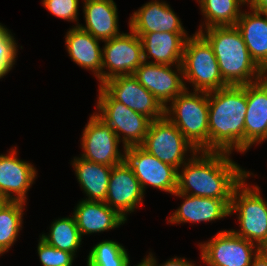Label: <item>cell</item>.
I'll return each mask as SVG.
<instances>
[{
    "label": "cell",
    "mask_w": 267,
    "mask_h": 266,
    "mask_svg": "<svg viewBox=\"0 0 267 266\" xmlns=\"http://www.w3.org/2000/svg\"><path fill=\"white\" fill-rule=\"evenodd\" d=\"M231 153L197 151L178 170L177 189L182 194L231 200L235 187L250 171L233 161Z\"/></svg>",
    "instance_id": "cell-1"
},
{
    "label": "cell",
    "mask_w": 267,
    "mask_h": 266,
    "mask_svg": "<svg viewBox=\"0 0 267 266\" xmlns=\"http://www.w3.org/2000/svg\"><path fill=\"white\" fill-rule=\"evenodd\" d=\"M209 151L245 152L246 84L208 93Z\"/></svg>",
    "instance_id": "cell-2"
},
{
    "label": "cell",
    "mask_w": 267,
    "mask_h": 266,
    "mask_svg": "<svg viewBox=\"0 0 267 266\" xmlns=\"http://www.w3.org/2000/svg\"><path fill=\"white\" fill-rule=\"evenodd\" d=\"M199 33L212 46L221 76L229 86L254 83L266 75L251 59L236 26L211 27Z\"/></svg>",
    "instance_id": "cell-3"
},
{
    "label": "cell",
    "mask_w": 267,
    "mask_h": 266,
    "mask_svg": "<svg viewBox=\"0 0 267 266\" xmlns=\"http://www.w3.org/2000/svg\"><path fill=\"white\" fill-rule=\"evenodd\" d=\"M165 107L167 117L198 151H209L208 93L185 89Z\"/></svg>",
    "instance_id": "cell-4"
},
{
    "label": "cell",
    "mask_w": 267,
    "mask_h": 266,
    "mask_svg": "<svg viewBox=\"0 0 267 266\" xmlns=\"http://www.w3.org/2000/svg\"><path fill=\"white\" fill-rule=\"evenodd\" d=\"M181 65L187 90L186 82L192 84L193 91L207 93L229 86L221 76L212 46L198 32L187 38Z\"/></svg>",
    "instance_id": "cell-5"
},
{
    "label": "cell",
    "mask_w": 267,
    "mask_h": 266,
    "mask_svg": "<svg viewBox=\"0 0 267 266\" xmlns=\"http://www.w3.org/2000/svg\"><path fill=\"white\" fill-rule=\"evenodd\" d=\"M252 174L250 172L245 176L233 190L230 215L238 214L240 229L231 230L258 246L267 234V200L262 198L258 185L252 187L246 183Z\"/></svg>",
    "instance_id": "cell-6"
},
{
    "label": "cell",
    "mask_w": 267,
    "mask_h": 266,
    "mask_svg": "<svg viewBox=\"0 0 267 266\" xmlns=\"http://www.w3.org/2000/svg\"><path fill=\"white\" fill-rule=\"evenodd\" d=\"M98 87L99 94L95 106L98 112L94 113L115 131L123 144L122 149L140 146L152 120L114 100L101 86Z\"/></svg>",
    "instance_id": "cell-7"
},
{
    "label": "cell",
    "mask_w": 267,
    "mask_h": 266,
    "mask_svg": "<svg viewBox=\"0 0 267 266\" xmlns=\"http://www.w3.org/2000/svg\"><path fill=\"white\" fill-rule=\"evenodd\" d=\"M140 146L177 170H180V167L198 151L165 116L151 122L148 133ZM189 151L191 156L188 158Z\"/></svg>",
    "instance_id": "cell-8"
},
{
    "label": "cell",
    "mask_w": 267,
    "mask_h": 266,
    "mask_svg": "<svg viewBox=\"0 0 267 266\" xmlns=\"http://www.w3.org/2000/svg\"><path fill=\"white\" fill-rule=\"evenodd\" d=\"M211 238L198 245L201 260L208 266H250L258 254L256 244L232 230H222Z\"/></svg>",
    "instance_id": "cell-9"
},
{
    "label": "cell",
    "mask_w": 267,
    "mask_h": 266,
    "mask_svg": "<svg viewBox=\"0 0 267 266\" xmlns=\"http://www.w3.org/2000/svg\"><path fill=\"white\" fill-rule=\"evenodd\" d=\"M82 133L81 158L111 167L124 162L125 151L122 153L119 149L118 136L95 113L91 114Z\"/></svg>",
    "instance_id": "cell-10"
},
{
    "label": "cell",
    "mask_w": 267,
    "mask_h": 266,
    "mask_svg": "<svg viewBox=\"0 0 267 266\" xmlns=\"http://www.w3.org/2000/svg\"><path fill=\"white\" fill-rule=\"evenodd\" d=\"M129 31L103 41L102 83L116 76L131 75L144 62L141 39Z\"/></svg>",
    "instance_id": "cell-11"
},
{
    "label": "cell",
    "mask_w": 267,
    "mask_h": 266,
    "mask_svg": "<svg viewBox=\"0 0 267 266\" xmlns=\"http://www.w3.org/2000/svg\"><path fill=\"white\" fill-rule=\"evenodd\" d=\"M124 151V161L134 172L144 193L148 185L170 194L176 192L178 170L175 167L160 161L141 146H130Z\"/></svg>",
    "instance_id": "cell-12"
},
{
    "label": "cell",
    "mask_w": 267,
    "mask_h": 266,
    "mask_svg": "<svg viewBox=\"0 0 267 266\" xmlns=\"http://www.w3.org/2000/svg\"><path fill=\"white\" fill-rule=\"evenodd\" d=\"M100 86L114 100L145 115L152 121L165 116V108L152 93L138 82L133 74L113 77Z\"/></svg>",
    "instance_id": "cell-13"
},
{
    "label": "cell",
    "mask_w": 267,
    "mask_h": 266,
    "mask_svg": "<svg viewBox=\"0 0 267 266\" xmlns=\"http://www.w3.org/2000/svg\"><path fill=\"white\" fill-rule=\"evenodd\" d=\"M171 66L143 62L133 73L164 108L186 89L182 65H175L176 70Z\"/></svg>",
    "instance_id": "cell-14"
},
{
    "label": "cell",
    "mask_w": 267,
    "mask_h": 266,
    "mask_svg": "<svg viewBox=\"0 0 267 266\" xmlns=\"http://www.w3.org/2000/svg\"><path fill=\"white\" fill-rule=\"evenodd\" d=\"M144 195L141 184L125 161L112 167L105 199L110 208L127 220L128 213H133L142 205Z\"/></svg>",
    "instance_id": "cell-15"
},
{
    "label": "cell",
    "mask_w": 267,
    "mask_h": 266,
    "mask_svg": "<svg viewBox=\"0 0 267 266\" xmlns=\"http://www.w3.org/2000/svg\"><path fill=\"white\" fill-rule=\"evenodd\" d=\"M12 148L8 154H0V194L7 201L26 203L27 192L37 178V170L32 163L18 158L16 146Z\"/></svg>",
    "instance_id": "cell-16"
},
{
    "label": "cell",
    "mask_w": 267,
    "mask_h": 266,
    "mask_svg": "<svg viewBox=\"0 0 267 266\" xmlns=\"http://www.w3.org/2000/svg\"><path fill=\"white\" fill-rule=\"evenodd\" d=\"M245 153L252 145L267 140V75L246 84Z\"/></svg>",
    "instance_id": "cell-17"
},
{
    "label": "cell",
    "mask_w": 267,
    "mask_h": 266,
    "mask_svg": "<svg viewBox=\"0 0 267 266\" xmlns=\"http://www.w3.org/2000/svg\"><path fill=\"white\" fill-rule=\"evenodd\" d=\"M129 28L135 33H187L180 18L165 1L151 0L132 13Z\"/></svg>",
    "instance_id": "cell-18"
},
{
    "label": "cell",
    "mask_w": 267,
    "mask_h": 266,
    "mask_svg": "<svg viewBox=\"0 0 267 266\" xmlns=\"http://www.w3.org/2000/svg\"><path fill=\"white\" fill-rule=\"evenodd\" d=\"M172 195L184 201L167 219L170 224L212 222L230 215L231 200L199 197L177 191Z\"/></svg>",
    "instance_id": "cell-19"
},
{
    "label": "cell",
    "mask_w": 267,
    "mask_h": 266,
    "mask_svg": "<svg viewBox=\"0 0 267 266\" xmlns=\"http://www.w3.org/2000/svg\"><path fill=\"white\" fill-rule=\"evenodd\" d=\"M142 42L143 61L162 65H181L187 33L152 32L136 33Z\"/></svg>",
    "instance_id": "cell-20"
},
{
    "label": "cell",
    "mask_w": 267,
    "mask_h": 266,
    "mask_svg": "<svg viewBox=\"0 0 267 266\" xmlns=\"http://www.w3.org/2000/svg\"><path fill=\"white\" fill-rule=\"evenodd\" d=\"M65 36L66 50L75 64L91 70L102 84L103 49L100 48L97 38L79 26L69 28Z\"/></svg>",
    "instance_id": "cell-21"
},
{
    "label": "cell",
    "mask_w": 267,
    "mask_h": 266,
    "mask_svg": "<svg viewBox=\"0 0 267 266\" xmlns=\"http://www.w3.org/2000/svg\"><path fill=\"white\" fill-rule=\"evenodd\" d=\"M85 26H78L100 41H107L121 34L118 9L114 0H83Z\"/></svg>",
    "instance_id": "cell-22"
},
{
    "label": "cell",
    "mask_w": 267,
    "mask_h": 266,
    "mask_svg": "<svg viewBox=\"0 0 267 266\" xmlns=\"http://www.w3.org/2000/svg\"><path fill=\"white\" fill-rule=\"evenodd\" d=\"M73 216L82 239L85 234L109 231L118 228L127 221L105 202L86 200L79 201L74 208Z\"/></svg>",
    "instance_id": "cell-23"
},
{
    "label": "cell",
    "mask_w": 267,
    "mask_h": 266,
    "mask_svg": "<svg viewBox=\"0 0 267 266\" xmlns=\"http://www.w3.org/2000/svg\"><path fill=\"white\" fill-rule=\"evenodd\" d=\"M249 10H243L235 26L243 37L251 59L267 74V13L250 7Z\"/></svg>",
    "instance_id": "cell-24"
},
{
    "label": "cell",
    "mask_w": 267,
    "mask_h": 266,
    "mask_svg": "<svg viewBox=\"0 0 267 266\" xmlns=\"http://www.w3.org/2000/svg\"><path fill=\"white\" fill-rule=\"evenodd\" d=\"M73 158L71 164L76 178L87 196L82 200L105 202L112 167L91 162L81 157Z\"/></svg>",
    "instance_id": "cell-25"
},
{
    "label": "cell",
    "mask_w": 267,
    "mask_h": 266,
    "mask_svg": "<svg viewBox=\"0 0 267 266\" xmlns=\"http://www.w3.org/2000/svg\"><path fill=\"white\" fill-rule=\"evenodd\" d=\"M199 2L204 22L199 29L211 27L235 26L242 14V6L248 5V0H196Z\"/></svg>",
    "instance_id": "cell-26"
},
{
    "label": "cell",
    "mask_w": 267,
    "mask_h": 266,
    "mask_svg": "<svg viewBox=\"0 0 267 266\" xmlns=\"http://www.w3.org/2000/svg\"><path fill=\"white\" fill-rule=\"evenodd\" d=\"M49 233L39 236L48 245L72 253L76 256L81 247L82 237L74 216L58 218L49 227Z\"/></svg>",
    "instance_id": "cell-27"
},
{
    "label": "cell",
    "mask_w": 267,
    "mask_h": 266,
    "mask_svg": "<svg viewBox=\"0 0 267 266\" xmlns=\"http://www.w3.org/2000/svg\"><path fill=\"white\" fill-rule=\"evenodd\" d=\"M25 202L6 201L0 208V253L3 255L16 243L22 230Z\"/></svg>",
    "instance_id": "cell-28"
},
{
    "label": "cell",
    "mask_w": 267,
    "mask_h": 266,
    "mask_svg": "<svg viewBox=\"0 0 267 266\" xmlns=\"http://www.w3.org/2000/svg\"><path fill=\"white\" fill-rule=\"evenodd\" d=\"M124 246L113 240H103L87 255V266H129L130 256Z\"/></svg>",
    "instance_id": "cell-29"
},
{
    "label": "cell",
    "mask_w": 267,
    "mask_h": 266,
    "mask_svg": "<svg viewBox=\"0 0 267 266\" xmlns=\"http://www.w3.org/2000/svg\"><path fill=\"white\" fill-rule=\"evenodd\" d=\"M17 44L12 32L0 23V79L14 67L18 55Z\"/></svg>",
    "instance_id": "cell-30"
},
{
    "label": "cell",
    "mask_w": 267,
    "mask_h": 266,
    "mask_svg": "<svg viewBox=\"0 0 267 266\" xmlns=\"http://www.w3.org/2000/svg\"><path fill=\"white\" fill-rule=\"evenodd\" d=\"M37 252L43 266H72L76 258L72 253L48 245L41 238L38 240Z\"/></svg>",
    "instance_id": "cell-31"
},
{
    "label": "cell",
    "mask_w": 267,
    "mask_h": 266,
    "mask_svg": "<svg viewBox=\"0 0 267 266\" xmlns=\"http://www.w3.org/2000/svg\"><path fill=\"white\" fill-rule=\"evenodd\" d=\"M42 4L54 16L79 25V0H42Z\"/></svg>",
    "instance_id": "cell-32"
},
{
    "label": "cell",
    "mask_w": 267,
    "mask_h": 266,
    "mask_svg": "<svg viewBox=\"0 0 267 266\" xmlns=\"http://www.w3.org/2000/svg\"><path fill=\"white\" fill-rule=\"evenodd\" d=\"M153 255L154 254H152L150 252L149 255H147L145 258H143L142 262H143L144 266H196V265H194V263L192 264L186 258H184V257L179 258L176 256L174 258L167 260L163 264L158 265V263H157L158 261L155 259L156 257Z\"/></svg>",
    "instance_id": "cell-33"
},
{
    "label": "cell",
    "mask_w": 267,
    "mask_h": 266,
    "mask_svg": "<svg viewBox=\"0 0 267 266\" xmlns=\"http://www.w3.org/2000/svg\"><path fill=\"white\" fill-rule=\"evenodd\" d=\"M247 7L258 12L267 13V0H248Z\"/></svg>",
    "instance_id": "cell-34"
},
{
    "label": "cell",
    "mask_w": 267,
    "mask_h": 266,
    "mask_svg": "<svg viewBox=\"0 0 267 266\" xmlns=\"http://www.w3.org/2000/svg\"><path fill=\"white\" fill-rule=\"evenodd\" d=\"M258 254L267 260V234L265 235L264 239L260 242L257 246Z\"/></svg>",
    "instance_id": "cell-35"
},
{
    "label": "cell",
    "mask_w": 267,
    "mask_h": 266,
    "mask_svg": "<svg viewBox=\"0 0 267 266\" xmlns=\"http://www.w3.org/2000/svg\"><path fill=\"white\" fill-rule=\"evenodd\" d=\"M250 266H267V260L261 257L259 254H257L253 258Z\"/></svg>",
    "instance_id": "cell-36"
},
{
    "label": "cell",
    "mask_w": 267,
    "mask_h": 266,
    "mask_svg": "<svg viewBox=\"0 0 267 266\" xmlns=\"http://www.w3.org/2000/svg\"><path fill=\"white\" fill-rule=\"evenodd\" d=\"M7 200L0 194V208L3 206V204L6 202Z\"/></svg>",
    "instance_id": "cell-37"
},
{
    "label": "cell",
    "mask_w": 267,
    "mask_h": 266,
    "mask_svg": "<svg viewBox=\"0 0 267 266\" xmlns=\"http://www.w3.org/2000/svg\"><path fill=\"white\" fill-rule=\"evenodd\" d=\"M135 266V265H134ZM136 266H144L143 262L141 261L140 263H138Z\"/></svg>",
    "instance_id": "cell-38"
}]
</instances>
